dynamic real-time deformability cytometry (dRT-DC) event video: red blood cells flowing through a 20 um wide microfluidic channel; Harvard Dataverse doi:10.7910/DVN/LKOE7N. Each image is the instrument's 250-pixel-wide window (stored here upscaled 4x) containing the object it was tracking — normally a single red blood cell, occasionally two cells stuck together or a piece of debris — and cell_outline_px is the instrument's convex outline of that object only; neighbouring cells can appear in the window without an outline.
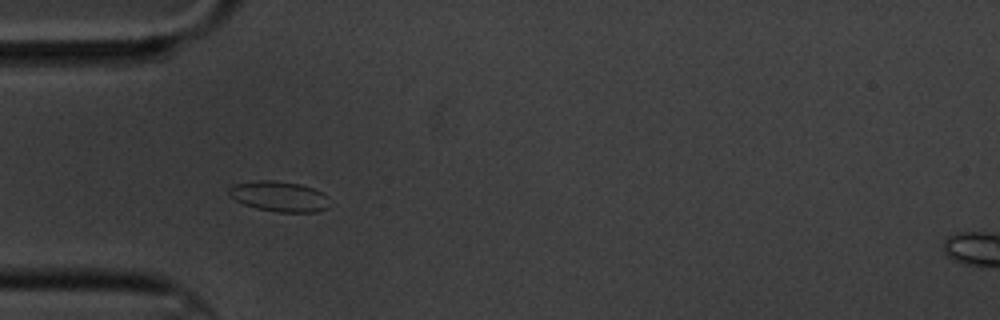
{"species": "common noctule bat (a hibernating species)", "species_latin": "Nyctalus noctula", "temperature_condition": "cold", "stored_images_in_passage": 5, "camera_frame_rate_fps": 3000, "um_per_image_px": 0.085, "animal": {"sex": "male", "body_mass_g": 20.1, "forearm_length_mm": 53.5}, "frame": {"image": 1, "passage_image": 3, "time_ms": 3.0, "image_size_px": [1000, 320], "cell_outline_px": [[328, 208], [316, 212], [280, 212], [256, 208], [244, 204], [228, 196], [228, 188], [232, 184], [256, 180], [276, 180], [300, 184], [312, 188], [328, 196]], "centroid_in_image_um": [23.69, 16.68], "position_along_channel_um": 61.3, "area_um2": 17.92}}